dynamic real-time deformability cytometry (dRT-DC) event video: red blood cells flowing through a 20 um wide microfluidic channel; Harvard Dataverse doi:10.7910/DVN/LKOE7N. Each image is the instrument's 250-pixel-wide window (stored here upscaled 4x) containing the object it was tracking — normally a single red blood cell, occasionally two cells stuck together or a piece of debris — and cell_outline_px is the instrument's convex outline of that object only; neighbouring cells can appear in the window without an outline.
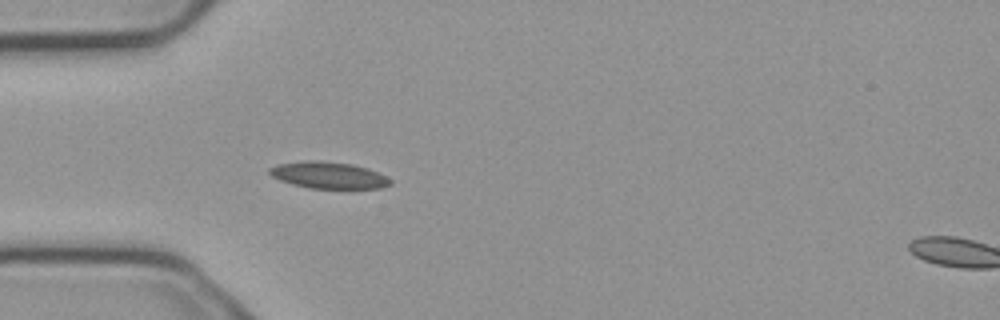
{"species": "common noctule bat (a hibernating species)", "species_latin": "Nyctalus noctula", "temperature_condition": "cold", "stored_images_in_passage": 7, "segment_of_instrument_passage": [1, 2], "camera_frame_rate_fps": 3000, "um_per_image_px": 0.085, "animal": {"sex": "male", "body_mass_g": 23.1, "forearm_length_mm": 52.7}, "frame": {"image": 1, "passage_image": 6, "time_ms": 1.667, "image_size_px": [1000, 320], "cell_outline_px": [[392, 184], [380, 188], [308, 188], [292, 184], [280, 180], [272, 176], [268, 172], [268, 168], [276, 164], [304, 160], [320, 160], [352, 164], [368, 168], [392, 180]], "centroid_in_image_um": [27.88, 14.88], "position_along_channel_um": 57.1, "area_um2": 18.84}}